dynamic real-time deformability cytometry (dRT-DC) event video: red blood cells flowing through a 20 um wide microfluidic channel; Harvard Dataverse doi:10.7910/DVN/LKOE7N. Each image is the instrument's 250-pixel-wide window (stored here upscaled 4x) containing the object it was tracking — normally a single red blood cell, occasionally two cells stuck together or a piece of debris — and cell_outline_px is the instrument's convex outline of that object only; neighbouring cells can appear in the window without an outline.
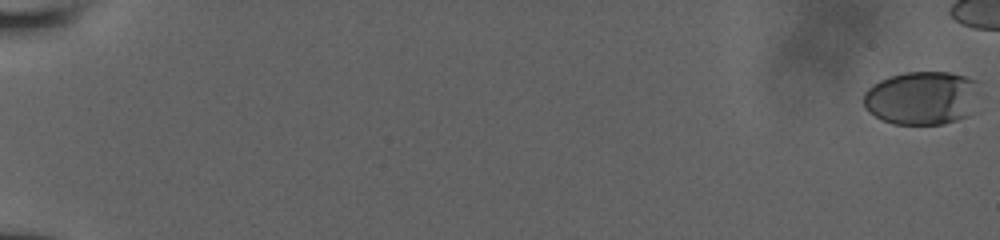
{"species": "human", "species_latin": "Homo sapiens", "temperature_condition": "room temperature", "stored_images_in_passage": 26, "camera_frame_rate_fps": 3000, "um_per_image_px": 0.085, "donor": {"sex": "male"}, "frame": {"image": 1, "passage_image": 1, "time_ms": 0.0, "image_size_px": [1000, 240], "cell_outline_px": [[980, 80], [968, 116], [944, 124], [892, 124], [880, 120], [868, 112], [864, 108], [864, 92], [872, 84], [888, 76], [904, 72], [948, 72]], "centroid_in_image_um": [78.3, 8.32], "position_along_channel_um": 6.7, "area_um2": 36.36}}
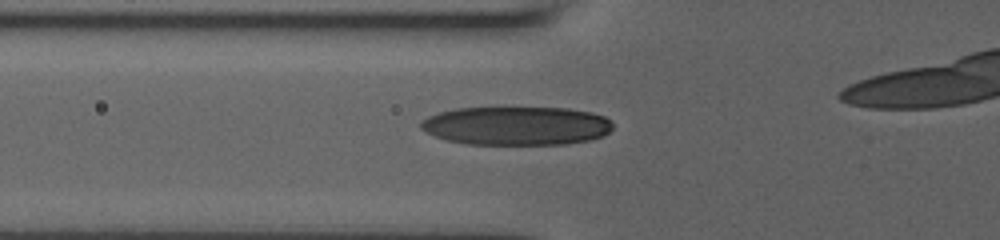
{"frame": {"image": 2, "passage_image": 23, "time_ms": 7.667, "image_size_px": [1000, 240], "cell_outline_px": [[612, 128], [604, 136], [588, 140], [564, 144], [468, 144], [448, 140], [436, 136], [420, 128], [420, 120], [428, 116], [440, 112], [456, 108], [568, 108], [592, 112], [604, 116], [612, 120]], "centroid_in_image_um": [43.92, 10.68], "position_along_channel_um": 81.9, "area_um2": 43.23}}
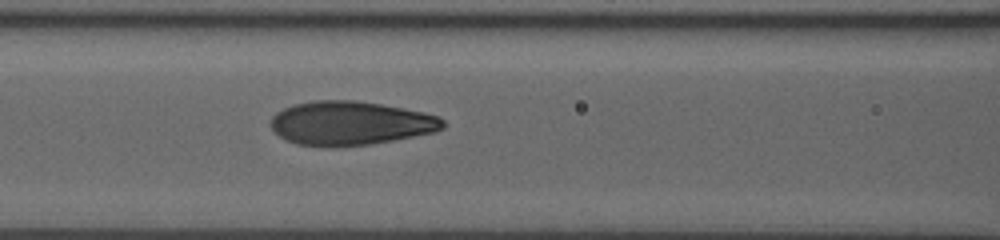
{"frame": {"image": 3, "passage_image": 26, "time_ms": 9.0, "image_size_px": [1000, 240], "cell_outline_px": [[444, 128], [432, 132], [372, 144], [332, 148], [296, 144], [284, 140], [272, 128], [272, 116], [276, 112], [292, 104], [312, 100], [352, 100], [380, 104], [424, 112], [436, 116], [444, 120]], "centroid_in_image_um": [29.73, 10.48], "position_along_channel_um": 136.9, "area_um2": 44.1}}